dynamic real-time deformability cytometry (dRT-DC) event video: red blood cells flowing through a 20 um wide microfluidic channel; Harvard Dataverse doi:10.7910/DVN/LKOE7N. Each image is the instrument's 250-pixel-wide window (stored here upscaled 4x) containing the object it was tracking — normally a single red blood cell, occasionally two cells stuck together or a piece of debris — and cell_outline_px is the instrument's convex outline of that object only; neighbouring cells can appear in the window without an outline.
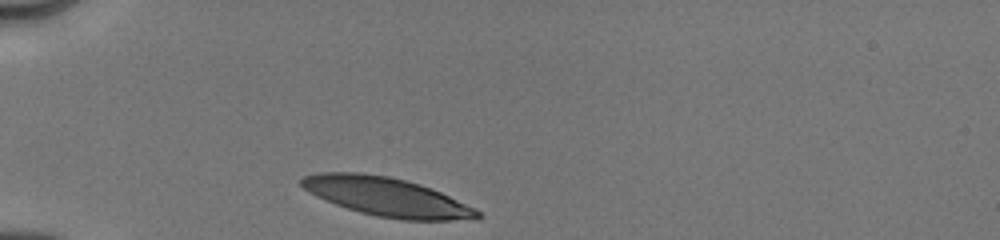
{"species": "human", "species_latin": "Homo sapiens", "temperature_condition": "cold", "stored_images_in_passage": 19, "camera_frame_rate_fps": 3000, "um_per_image_px": 0.085, "donor": {"sex": "male"}, "frame": {"image": 1, "passage_image": 1, "time_ms": 0.0, "image_size_px": [1000, 240], "cell_outline_px": [[484, 216], [452, 220], [400, 220], [376, 216], [360, 212], [336, 204], [316, 196], [308, 192], [300, 184], [300, 180], [304, 176], [320, 172], [360, 172], [388, 176], [408, 180], [432, 188], [476, 208]], "centroid_in_image_um": [32.86, 16.72], "position_along_channel_um": 52.1, "area_um2": 39.65}}
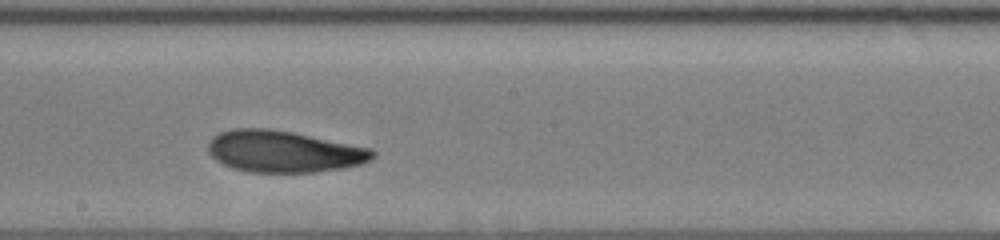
{"frame": {"image": 2, "passage_image": 11, "time_ms": 5.0, "image_size_px": [1000, 240], "cell_outline_px": [[376, 152], [364, 164], [344, 168], [312, 172], [252, 172], [232, 168], [216, 160], [208, 152], [208, 144], [212, 136], [220, 132], [232, 128], [268, 128], [292, 132], [372, 148]], "centroid_in_image_um": [24.1, 12.87], "position_along_channel_um": 224.1, "area_um2": 39.94}}
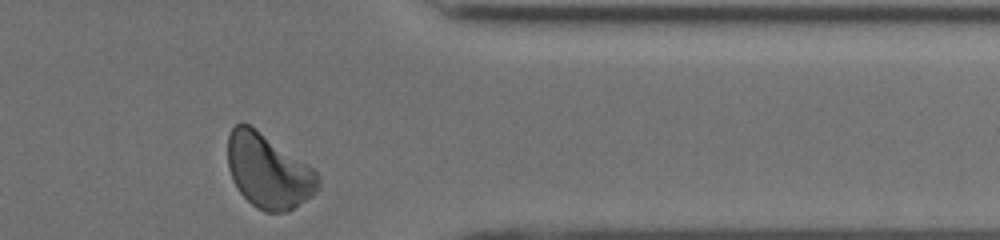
{"frame": {"image": 3, "passage_image": 19, "time_ms": 9.333, "image_size_px": [1000, 240], "cell_outline_px": [[320, 188], [312, 196], [288, 212], [264, 212], [256, 208], [240, 192], [232, 180], [228, 168], [228, 136], [232, 128], [240, 120], [256, 128], [308, 164], [320, 176]], "centroid_in_image_um": [22.81, 14.54], "position_along_channel_um": 388.6, "area_um2": 39.36}, "authors_computed_cell_mechanics": {"area_um2": 39.6508, "velocity_mm_per_s": 3.957, "shape_relaxation_time_tau1_ms": 4.2658, "shape_relaxation_time_tau2_ms": 2.7091, "deformation_change_tau1": 0.121, "deformation_change_tau2": 0.0928}}